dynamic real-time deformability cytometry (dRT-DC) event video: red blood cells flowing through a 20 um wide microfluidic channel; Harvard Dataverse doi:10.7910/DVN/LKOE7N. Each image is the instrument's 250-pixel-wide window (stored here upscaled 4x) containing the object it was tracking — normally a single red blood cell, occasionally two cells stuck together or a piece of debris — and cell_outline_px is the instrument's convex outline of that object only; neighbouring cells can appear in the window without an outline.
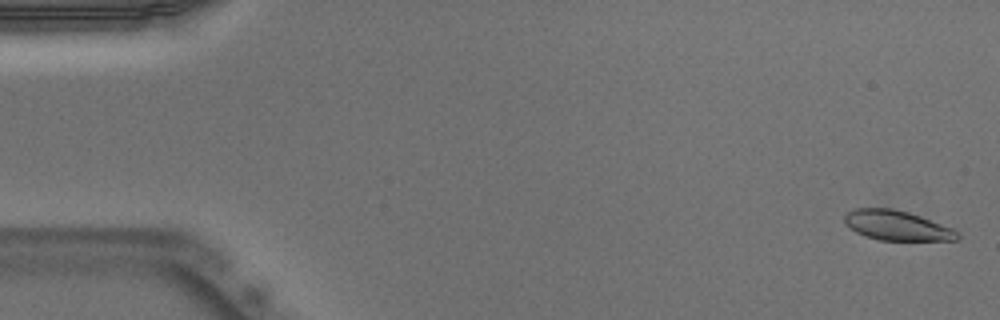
{"species": "Egyptian fruit bat (a non-hibernating species)", "species_latin": "Rousettus aegyptiacus", "temperature_condition": "warm", "stored_images_in_passage": 52, "camera_frame_rate_fps": 3000, "um_per_image_px": 0.085, "animal": {"sex": "male"}, "frame": {"image": 1, "passage_image": 2, "time_ms": 0.333, "image_size_px": [1000, 320], "cell_outline_px": [[960, 236], [956, 240], [880, 240], [856, 232], [844, 220], [844, 216], [848, 212], [856, 208], [892, 208], [908, 212], [920, 216], [952, 228], [960, 232]], "centroid_in_image_um": [76.27, 19.16], "position_along_channel_um": 8.7, "area_um2": 19.31}}
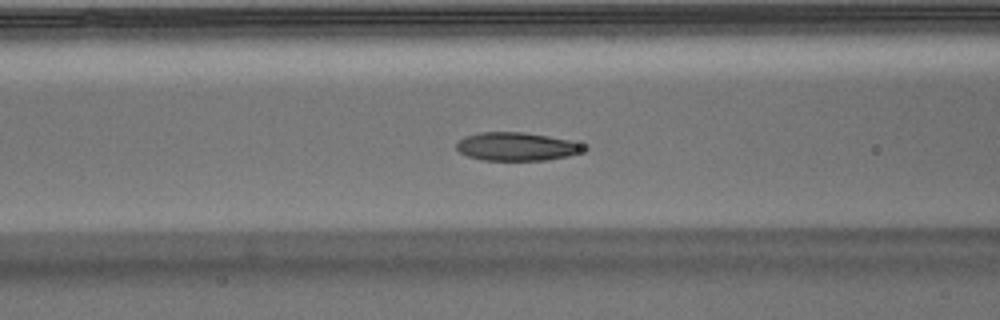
{"frame": {"image": 2, "passage_image": 21, "time_ms": 6.667, "image_size_px": [1000, 320], "cell_outline_px": [[588, 148], [580, 152], [568, 156], [548, 160], [480, 160], [468, 156], [460, 152], [456, 148], [456, 144], [464, 136], [480, 132], [524, 132], [548, 136], [568, 140], [580, 144]], "centroid_in_image_um": [43.88, 12.46], "position_along_channel_um": 122.7, "area_um2": 20.92}}
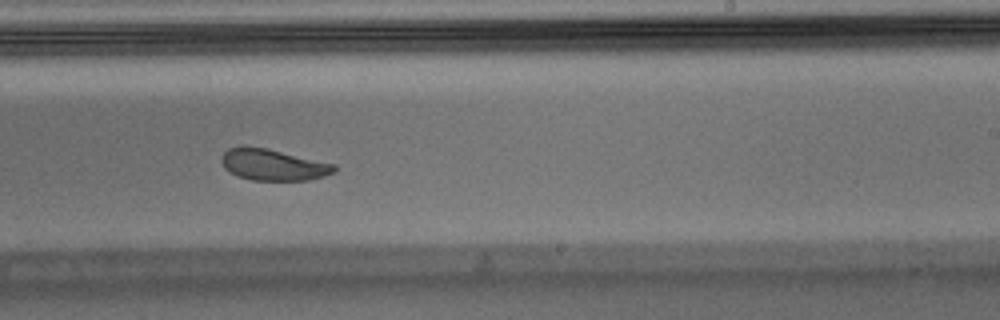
{"frame": {"image": 3, "passage_image": 32, "time_ms": 10.333, "image_size_px": [1000, 320], "cell_outline_px": [[336, 172], [324, 176], [308, 180], [252, 180], [236, 176], [224, 168], [220, 160], [224, 152], [228, 148], [240, 144], [244, 144], [268, 148], [336, 164]], "centroid_in_image_um": [23.18, 13.98], "position_along_channel_um": 265.8, "area_um2": 21.1}, "authors_computed_cell_mechanics": {"area_um2": 21.4149, "velocity_mm_per_s": 3.9051, "shape_relaxation_time_tau1_ms": 2.8, "shape_relaxation_time_tau2_ms": 1.2161, "deformation_change_tau1": 0.1079, "deformation_change_tau2": 0.065}}